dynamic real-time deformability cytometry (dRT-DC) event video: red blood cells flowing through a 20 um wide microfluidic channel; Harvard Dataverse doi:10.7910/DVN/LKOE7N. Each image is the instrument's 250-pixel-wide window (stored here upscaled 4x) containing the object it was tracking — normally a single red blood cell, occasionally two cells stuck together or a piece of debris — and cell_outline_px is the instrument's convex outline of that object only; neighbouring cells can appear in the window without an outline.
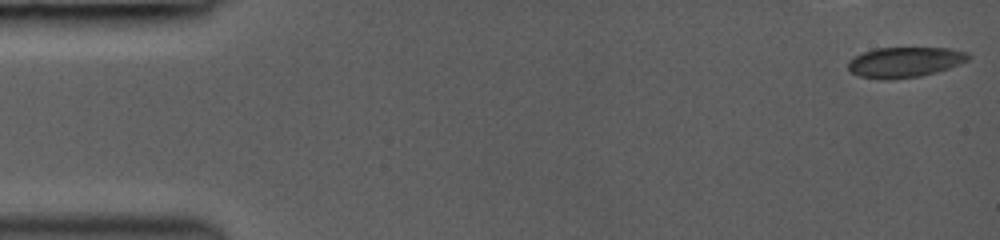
{"species": "common noctule bat (a hibernating species)", "species_latin": "Nyctalus noctula", "temperature_condition": "room temperature", "stored_images_in_passage": 9, "camera_frame_rate_fps": 3000, "um_per_image_px": 0.085, "animal": {"sex": "female", "body_mass_g": 19.0, "forearm_length_mm": 53.3}, "frame": {"image": 1, "passage_image": 1, "time_ms": 0.0, "image_size_px": [1000, 240], "cell_outline_px": [[972, 56], [968, 60], [960, 64], [936, 72], [920, 76], [888, 80], [860, 76], [852, 72], [848, 68], [848, 60], [864, 52], [876, 48], [948, 48], [968, 52]], "centroid_in_image_um": [76.94, 5.28], "position_along_channel_um": 8.1, "area_um2": 21.15}}